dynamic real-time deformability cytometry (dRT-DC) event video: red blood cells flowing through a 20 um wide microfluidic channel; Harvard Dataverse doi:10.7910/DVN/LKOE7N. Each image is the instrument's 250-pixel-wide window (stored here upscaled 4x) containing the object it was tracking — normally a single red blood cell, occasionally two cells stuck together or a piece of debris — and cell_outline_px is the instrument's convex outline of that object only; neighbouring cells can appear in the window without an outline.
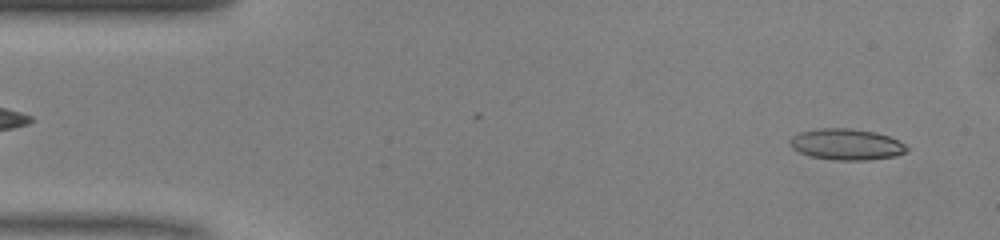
{"species": "common noctule bat (a hibernating species)", "species_latin": "Nyctalus noctula", "temperature_condition": "warm", "stored_images_in_passage": 48, "camera_frame_rate_fps": 3000, "um_per_image_px": 0.085, "animal": {"sex": "male", "body_mass_g": 13.0, "forearm_length_mm": 53.1}, "frame": {"image": 1, "passage_image": 2, "time_ms": 0.333, "image_size_px": [1000, 240], "cell_outline_px": [[908, 152], [896, 156], [868, 160], [832, 160], [808, 156], [792, 148], [788, 144], [788, 140], [792, 136], [800, 132], [816, 128], [852, 128], [876, 132], [888, 136], [904, 144], [908, 148]], "centroid_in_image_um": [71.91, 12.27], "position_along_channel_um": 13.1, "area_um2": 21.5}}
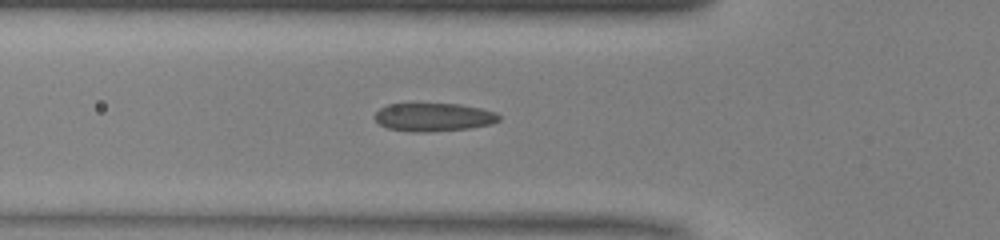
{"frame": {"image": 2, "passage_image": 15, "time_ms": 4.667, "image_size_px": [1000, 240], "cell_outline_px": [[500, 120], [492, 124], [468, 128], [432, 132], [412, 132], [388, 128], [380, 124], [372, 116], [380, 108], [388, 104], [460, 104], [480, 108], [496, 112], [500, 116]], "centroid_in_image_um": [36.85, 9.96], "position_along_channel_um": 88.9, "area_um2": 20.52}}
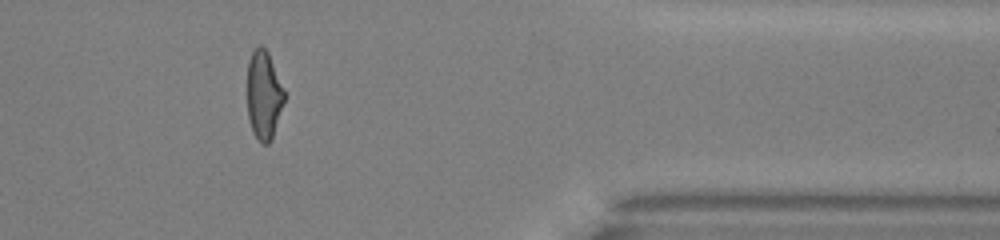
{"frame": {"image": 3, "passage_image": 39, "time_ms": 12.667, "image_size_px": [1000, 240], "cell_outline_px": [[284, 100], [272, 140], [268, 144], [260, 144], [256, 140], [252, 132], [248, 120], [248, 60], [252, 52], [260, 44], [268, 52], [284, 88]], "centroid_in_image_um": [22.42, 8.13], "position_along_channel_um": 389.0, "area_um2": 19.25}, "authors_computed_cell_mechanics": {"area_um2": 20.519, "velocity_mm_per_s": 4.0971, "shape_relaxation_time_tau1_ms": 6.1532, "shape_relaxation_time_tau2_ms": 0.9792, "deformation_change_tau1": 0.1714, "deformation_change_tau2": 0.0829}}